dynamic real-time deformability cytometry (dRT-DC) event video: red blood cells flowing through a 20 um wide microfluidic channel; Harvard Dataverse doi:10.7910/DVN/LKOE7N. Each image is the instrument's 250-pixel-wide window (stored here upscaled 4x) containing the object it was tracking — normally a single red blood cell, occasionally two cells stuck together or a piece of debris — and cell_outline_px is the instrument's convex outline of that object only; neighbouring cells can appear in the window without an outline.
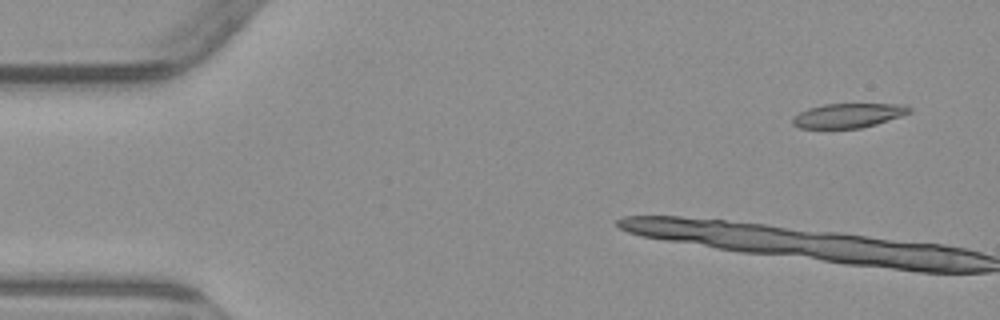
{"species": "common noctule bat (a hibernating species)", "species_latin": "Nyctalus noctula", "temperature_condition": "warm", "stored_images_in_passage": 5, "camera_frame_rate_fps": 3000, "um_per_image_px": 0.085, "animal": {"sex": "male", "body_mass_g": 23.1, "forearm_length_mm": 52.7}, "frame": {"image": 1, "passage_image": 1, "time_ms": 0.0, "image_size_px": [1000, 320], "cell_outline_px": [[912, 112], [876, 124], [860, 128], [800, 128], [792, 124], [792, 120], [800, 112], [808, 108], [824, 104], [904, 104], [912, 108]], "centroid_in_image_um": [72.12, 9.81], "position_along_channel_um": 12.9, "area_um2": 16.47}}